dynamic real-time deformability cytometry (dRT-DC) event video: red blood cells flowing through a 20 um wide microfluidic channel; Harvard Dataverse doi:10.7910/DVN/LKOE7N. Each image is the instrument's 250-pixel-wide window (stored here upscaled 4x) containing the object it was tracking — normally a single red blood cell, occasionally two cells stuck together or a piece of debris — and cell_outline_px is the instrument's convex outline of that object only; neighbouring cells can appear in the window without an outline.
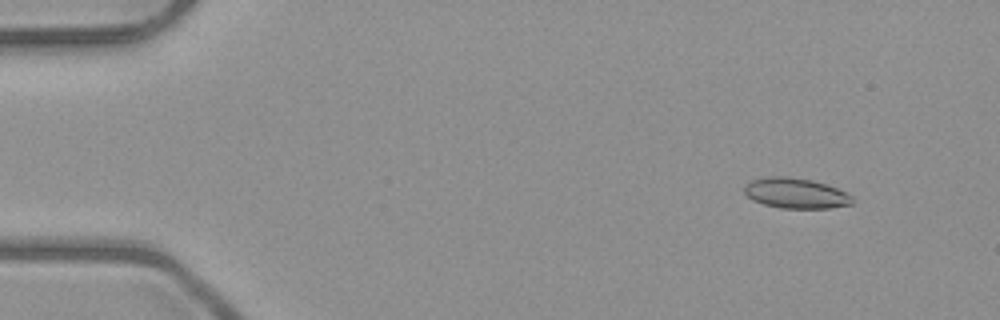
{"species": "common noctule bat (a hibernating species)", "species_latin": "Nyctalus noctula", "temperature_condition": "room temperature", "stored_images_in_passage": 52, "camera_frame_rate_fps": 3000, "um_per_image_px": 0.085, "animal": {"sex": "male", "body_mass_g": 23.1, "forearm_length_mm": 52.7}, "frame": {"image": 1, "passage_image": 6, "time_ms": 1.667, "image_size_px": [1000, 320], "cell_outline_px": [[852, 204], [828, 208], [780, 208], [764, 204], [752, 200], [744, 192], [744, 188], [752, 180], [768, 176], [788, 176], [812, 180], [836, 188], [852, 196]], "centroid_in_image_um": [67.62, 16.42], "position_along_channel_um": 17.4, "area_um2": 18.9}}
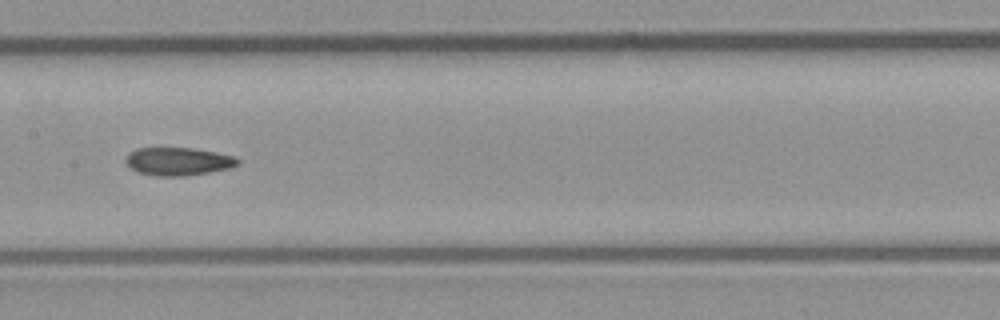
{"frame": {"image": 2, "passage_image": 27, "time_ms": 8.667, "image_size_px": [1000, 320], "cell_outline_px": [[240, 164], [228, 168], [208, 172], [184, 176], [156, 176], [136, 172], [128, 168], [124, 160], [128, 152], [136, 148], [192, 148], [216, 152], [236, 156], [240, 160]], "centroid_in_image_um": [15.1, 13.72], "position_along_channel_um": 192.3, "area_um2": 18.55}}
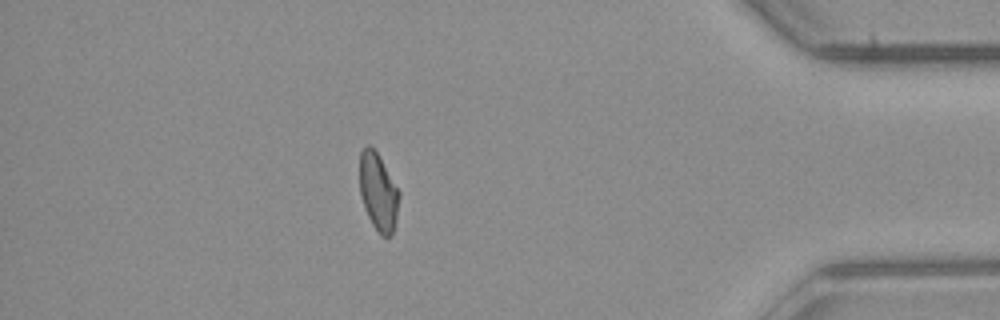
{"frame": {"image": 3, "passage_image": 46, "time_ms": 15.0, "image_size_px": [1000, 320], "cell_outline_px": [[400, 196], [396, 220], [392, 232], [388, 236], [380, 236], [372, 224], [364, 208], [360, 192], [360, 152], [368, 144], [376, 152], [400, 192]], "centroid_in_image_um": [32.15, 16.34], "position_along_channel_um": 403.1, "area_um2": 17.57}, "authors_computed_cell_mechanics": {"area_um2": 18.5827, "velocity_mm_per_s": 4.0304, "shape_relaxation_time_tau1_ms": null, "shape_relaxation_time_tau2_ms": 2.3772, "deformation_change_tau1": null, "deformation_change_tau2": 0.0838}}